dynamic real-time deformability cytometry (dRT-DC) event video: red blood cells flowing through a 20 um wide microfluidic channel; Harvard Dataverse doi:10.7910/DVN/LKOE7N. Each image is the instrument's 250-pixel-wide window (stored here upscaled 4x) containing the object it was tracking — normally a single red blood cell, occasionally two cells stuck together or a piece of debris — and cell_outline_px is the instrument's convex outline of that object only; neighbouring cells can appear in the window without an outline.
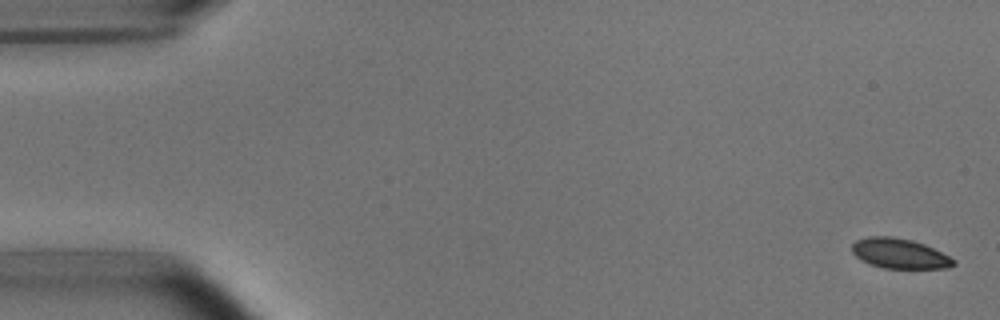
{"species": "common noctule bat (a hibernating species)", "species_latin": "Nyctalus noctula", "temperature_condition": "room temperature", "stored_images_in_passage": 5, "camera_frame_rate_fps": 3000, "um_per_image_px": 0.085, "animal": {"sex": "male", "body_mass_g": 15.6}, "frame": {"image": 1, "passage_image": 1, "time_ms": 0.0, "image_size_px": [1000, 320], "cell_outline_px": [[956, 264], [948, 268], [884, 268], [868, 264], [860, 260], [852, 252], [852, 244], [856, 240], [868, 236], [892, 236], [912, 240], [924, 244], [956, 260]], "centroid_in_image_um": [76.43, 21.55], "position_along_channel_um": 8.6, "area_um2": 17.8}}